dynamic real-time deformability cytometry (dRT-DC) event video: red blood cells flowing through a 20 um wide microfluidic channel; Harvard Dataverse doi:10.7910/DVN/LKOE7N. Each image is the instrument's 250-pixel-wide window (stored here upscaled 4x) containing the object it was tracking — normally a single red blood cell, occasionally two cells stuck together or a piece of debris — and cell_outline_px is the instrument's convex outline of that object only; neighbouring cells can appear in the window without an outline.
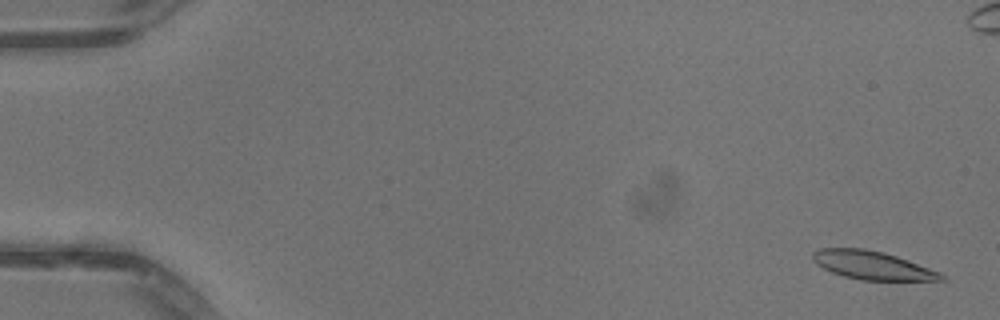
{"species": "common noctule bat (a hibernating species)", "species_latin": "Nyctalus noctula", "temperature_condition": "warm", "stored_images_in_passage": 16, "camera_frame_rate_fps": 3000, "um_per_image_px": 0.085, "animal": {"sex": "male", "body_mass_g": 13.3}, "frame": {"image": 1, "passage_image": 3, "time_ms": 0.667, "image_size_px": [1000, 320], "cell_outline_px": [[936, 280], [864, 280], [848, 276], [836, 272], [820, 264], [816, 260], [816, 252], [824, 248], [860, 248], [880, 252], [904, 260], [936, 272]], "centroid_in_image_um": [74.07, 22.54], "position_along_channel_um": 10.9, "area_um2": 19.13}}